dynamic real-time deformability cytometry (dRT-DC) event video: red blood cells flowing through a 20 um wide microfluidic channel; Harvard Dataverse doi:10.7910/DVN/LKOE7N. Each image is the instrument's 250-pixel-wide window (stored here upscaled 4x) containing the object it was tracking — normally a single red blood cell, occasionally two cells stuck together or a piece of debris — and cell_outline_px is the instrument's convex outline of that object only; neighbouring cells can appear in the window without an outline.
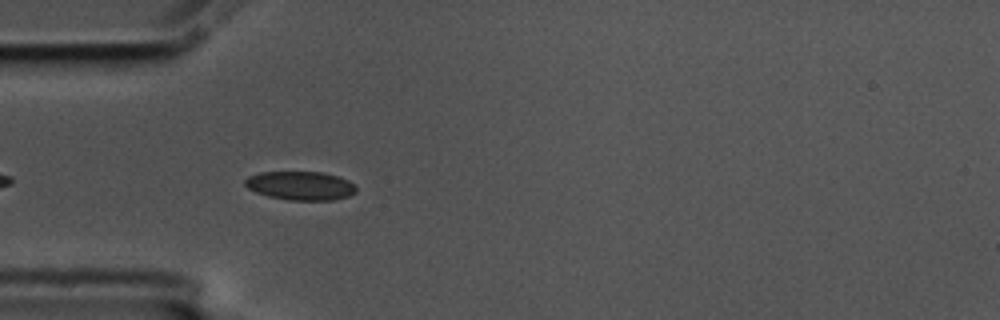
{"species": "common noctule bat (a hibernating species)", "species_latin": "Nyctalus noctula", "temperature_condition": "cold", "stored_images_in_passage": 25, "camera_frame_rate_fps": 3000, "um_per_image_px": 0.085, "animal": {"sex": "male", "body_mass_g": 17.5, "forearm_length_mm": 52.3}, "frame": {"image": 1, "passage_image": 4, "time_ms": 1.0, "image_size_px": [1000, 320], "cell_outline_px": [[356, 192], [348, 196], [332, 200], [288, 200], [268, 196], [256, 192], [248, 188], [244, 184], [244, 180], [248, 176], [260, 172], [324, 172], [348, 180], [356, 188]], "centroid_in_image_um": [25.51, 15.78], "position_along_channel_um": 59.5, "area_um2": 18.55}}